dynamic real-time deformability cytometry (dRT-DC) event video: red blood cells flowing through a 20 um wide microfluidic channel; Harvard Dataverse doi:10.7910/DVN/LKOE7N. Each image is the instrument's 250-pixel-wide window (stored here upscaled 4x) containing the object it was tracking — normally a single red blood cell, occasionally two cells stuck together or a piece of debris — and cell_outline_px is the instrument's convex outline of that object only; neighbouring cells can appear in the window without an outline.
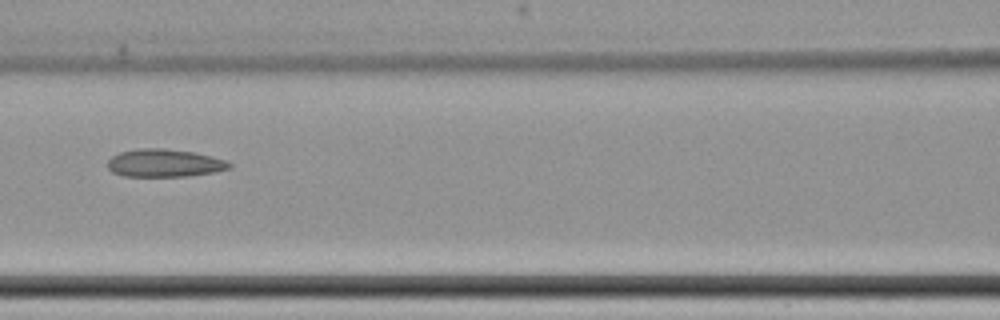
{"species": "common noctule bat (a hibernating species)", "species_latin": "Nyctalus noctula", "temperature_condition": "cold", "stored_images_in_passage": 8, "camera_frame_rate_fps": 3000, "um_per_image_px": 0.085, "animal": {"sex": "female", "body_mass_g": 22.7, "forearm_length_mm": 54.2}, "frame": {"image": 1, "passage_image": 4, "time_ms": 4.0, "image_size_px": [1000, 320], "cell_outline_px": [[232, 168], [216, 172], [188, 176], [124, 176], [112, 172], [108, 168], [108, 160], [112, 156], [120, 152], [140, 148], [164, 148], [192, 152], [212, 156], [228, 160], [232, 164]], "centroid_in_image_um": [14.02, 13.86], "position_along_channel_um": 152.6, "area_um2": 19.88}}
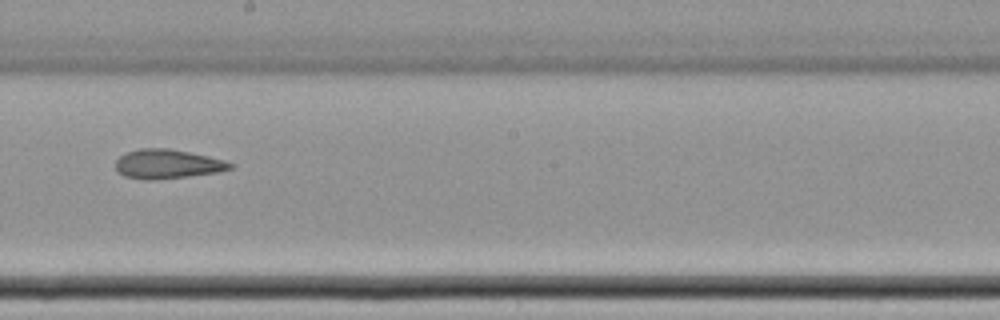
{"frame": {"image": 2, "passage_image": 6, "time_ms": 6.333, "image_size_px": [1000, 320], "cell_outline_px": [[236, 164], [232, 168], [220, 172], [156, 180], [148, 180], [124, 176], [116, 172], [116, 160], [120, 156], [128, 152], [140, 148], [168, 148], [208, 156], [224, 160]], "centroid_in_image_um": [14.24, 13.95], "position_along_channel_um": 234.0, "area_um2": 19.59}}
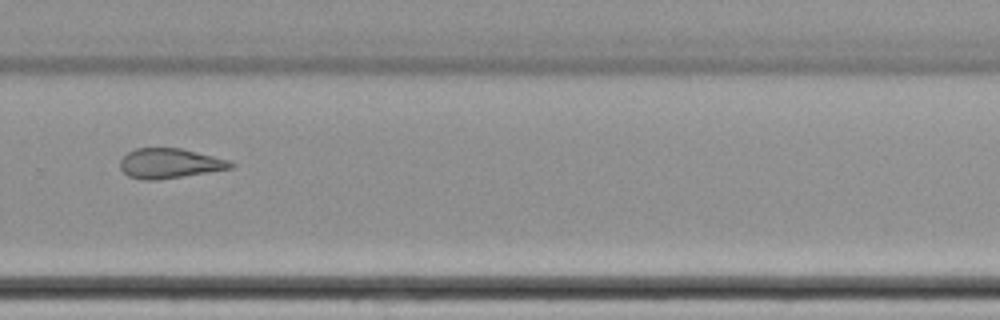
{"frame": {"image": 3, "passage_image": 8, "time_ms": 8.667, "image_size_px": [1000, 320], "cell_outline_px": [[236, 164], [232, 168], [208, 172], [156, 180], [144, 180], [128, 176], [120, 168], [120, 160], [128, 152], [136, 148], [180, 148], [228, 160]], "centroid_in_image_um": [14.4, 13.89], "position_along_channel_um": 315.4, "area_um2": 19.02}}